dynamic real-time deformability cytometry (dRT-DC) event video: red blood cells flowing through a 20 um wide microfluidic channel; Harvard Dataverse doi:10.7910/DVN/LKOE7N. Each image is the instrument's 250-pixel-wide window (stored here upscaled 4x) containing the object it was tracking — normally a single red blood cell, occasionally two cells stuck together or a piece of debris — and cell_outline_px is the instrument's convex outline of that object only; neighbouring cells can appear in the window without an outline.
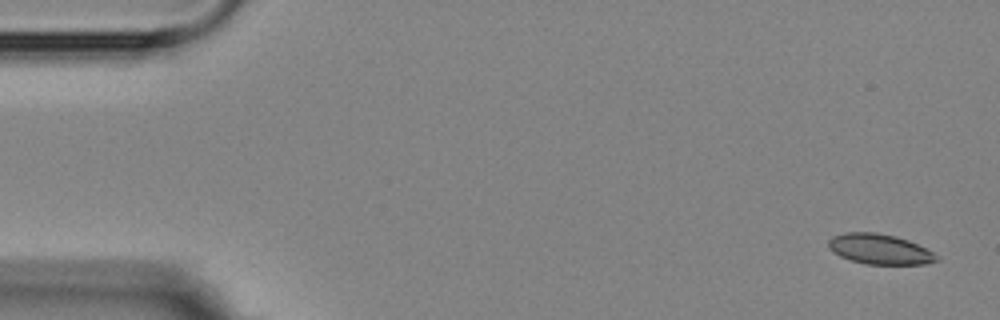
{"species": "Egyptian fruit bat (a non-hibernating species)", "species_latin": "Rousettus aegyptiacus", "temperature_condition": "room temperature", "stored_images_in_passage": 8, "camera_frame_rate_fps": 3000, "um_per_image_px": 0.085, "animal": {"sex": "female"}, "frame": {"image": 1, "passage_image": 1, "time_ms": 0.0, "image_size_px": [1000, 320], "cell_outline_px": [[940, 260], [924, 264], [868, 264], [852, 260], [840, 256], [832, 252], [828, 248], [828, 240], [832, 236], [844, 232], [876, 232], [896, 236], [908, 240], [940, 256]], "centroid_in_image_um": [74.75, 21.17], "position_along_channel_um": 10.2, "area_um2": 19.07}}
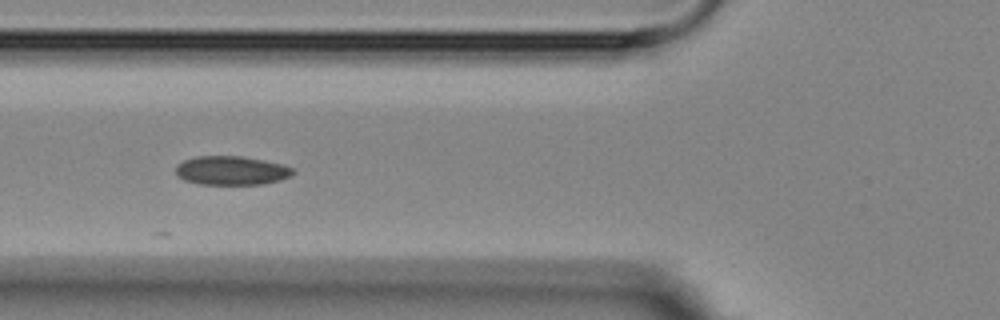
{"frame": {"image": 2, "passage_image": 6, "time_ms": 6.0, "image_size_px": [1000, 320], "cell_outline_px": [[296, 172], [292, 176], [280, 180], [264, 184], [200, 184], [184, 180], [176, 176], [176, 164], [184, 160], [196, 156], [240, 156], [264, 160], [280, 164], [292, 168]], "centroid_in_image_um": [19.66, 14.5], "position_along_channel_um": 106.1, "area_um2": 19.83}}
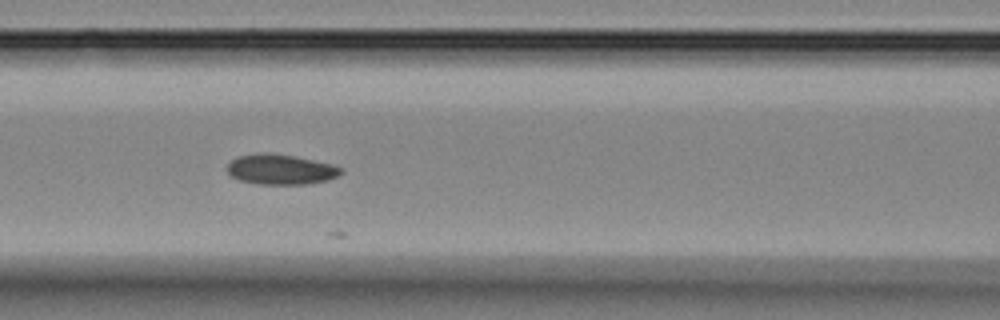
{"frame": {"image": 3, "passage_image": 7, "time_ms": 7.0, "image_size_px": [1000, 320], "cell_outline_px": [[344, 172], [340, 176], [328, 180], [308, 184], [256, 184], [240, 180], [232, 176], [228, 172], [228, 164], [232, 160], [240, 156], [260, 152], [268, 152], [296, 156], [336, 164], [344, 168]], "centroid_in_image_um": [23.96, 14.39], "position_along_channel_um": 142.6, "area_um2": 20.4}}